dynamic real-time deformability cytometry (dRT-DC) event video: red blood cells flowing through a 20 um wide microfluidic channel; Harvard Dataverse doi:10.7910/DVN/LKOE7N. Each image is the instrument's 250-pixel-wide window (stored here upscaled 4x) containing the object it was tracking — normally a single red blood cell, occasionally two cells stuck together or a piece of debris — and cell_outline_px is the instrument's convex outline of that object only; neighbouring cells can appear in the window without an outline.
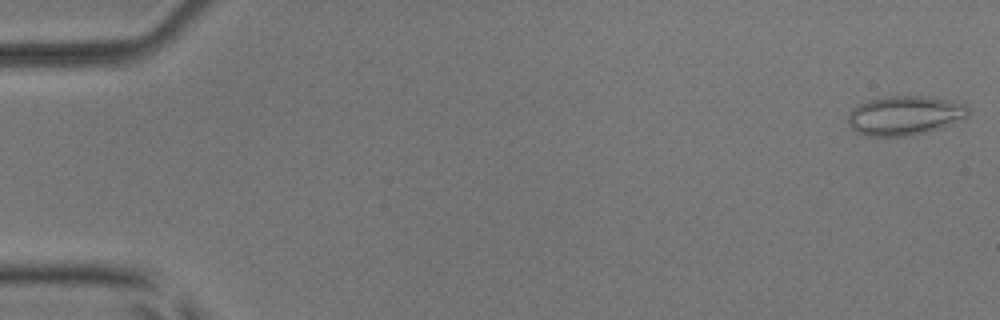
{"species": "common noctule bat (a hibernating species)", "species_latin": "Nyctalus noctula", "temperature_condition": "room temperature", "stored_images_in_passage": 54, "camera_frame_rate_fps": 3000, "um_per_image_px": 0.085, "animal": {"sex": "male", "body_mass_g": 17.9, "forearm_length_mm": 54.2}, "frame": {"image": 1, "passage_image": 1, "time_ms": 0.0, "image_size_px": [1000, 320], "cell_outline_px": [[968, 116], [940, 128], [908, 136], [864, 136], [856, 132], [848, 124], [848, 116], [860, 104], [868, 100], [888, 96], [924, 96], [948, 100], [964, 104], [968, 108]], "centroid_in_image_um": [76.89, 9.82], "position_along_channel_um": 8.1, "area_um2": 27.17}}
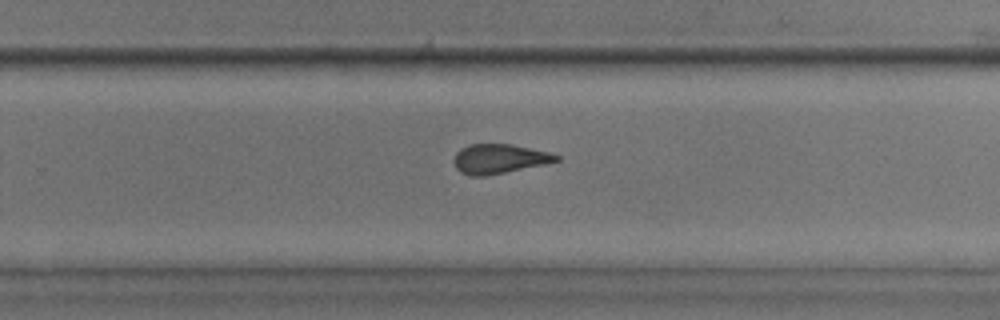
{"frame": {"image": 2, "passage_image": 35, "time_ms": 11.333, "image_size_px": [1000, 320], "cell_outline_px": [[560, 160], [544, 164], [484, 176], [472, 176], [460, 172], [456, 168], [452, 160], [456, 152], [460, 148], [468, 144], [508, 144], [548, 152], [560, 156]], "centroid_in_image_um": [42.37, 13.49], "position_along_channel_um": 287.4, "area_um2": 17.4}}
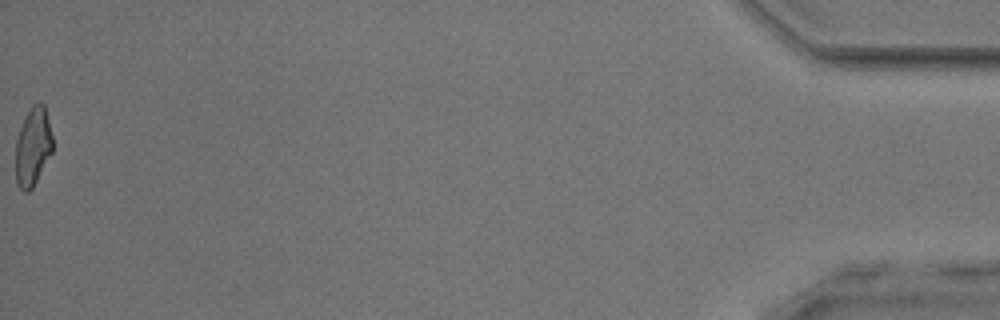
{"frame": {"image": 3, "passage_image": 54, "time_ms": 17.667, "image_size_px": [1000, 320], "cell_outline_px": [[52, 152], [32, 188], [28, 192], [24, 192], [16, 184], [16, 140], [20, 128], [32, 104], [40, 100], [44, 104], [52, 136]], "centroid_in_image_um": [2.79, 12.46], "position_along_channel_um": 432.4, "area_um2": 16.76}, "authors_computed_cell_mechanics": {"area_um2": 18.4671, "velocity_mm_per_s": 3.8535, "shape_relaxation_time_tau1_ms": 10.8541, "shape_relaxation_time_tau2_ms": 2.2451, "deformation_change_tau1": 0.1924, "deformation_change_tau2": 0.0876}}